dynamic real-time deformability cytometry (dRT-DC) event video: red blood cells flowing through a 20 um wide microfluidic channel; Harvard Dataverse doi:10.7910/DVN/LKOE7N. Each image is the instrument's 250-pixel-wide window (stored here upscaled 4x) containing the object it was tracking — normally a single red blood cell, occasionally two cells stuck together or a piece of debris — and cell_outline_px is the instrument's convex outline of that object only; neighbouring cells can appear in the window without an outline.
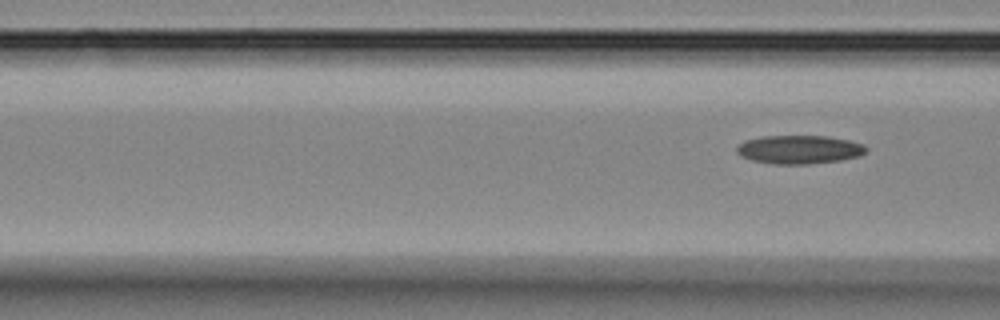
{"species": "Egyptian fruit bat (a non-hibernating species)", "species_latin": "Rousettus aegyptiacus", "temperature_condition": "room temperature", "stored_images_in_passage": 7, "segment_of_instrument_passage": [2, 2], "camera_frame_rate_fps": 3000, "um_per_image_px": 0.085, "animal": {"sex": "female"}, "frame": {"image": 1, "passage_image": 7, "time_ms": 9.667, "image_size_px": [1000, 320], "cell_outline_px": [[868, 148], [864, 152], [856, 156], [840, 160], [804, 164], [776, 164], [752, 160], [740, 156], [736, 152], [736, 144], [744, 140], [760, 136], [828, 136], [848, 140], [864, 144]], "centroid_in_image_um": [67.86, 12.69], "position_along_channel_um": 98.7, "area_um2": 21.5}}